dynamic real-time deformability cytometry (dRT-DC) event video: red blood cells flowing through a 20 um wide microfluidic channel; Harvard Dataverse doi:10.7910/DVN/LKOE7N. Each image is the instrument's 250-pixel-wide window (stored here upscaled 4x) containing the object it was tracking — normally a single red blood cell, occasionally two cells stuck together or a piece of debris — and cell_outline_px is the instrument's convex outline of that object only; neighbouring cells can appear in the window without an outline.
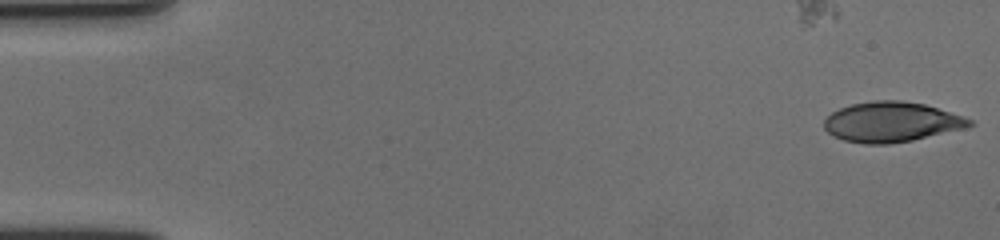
{"species": "human", "species_latin": "Homo sapiens", "temperature_condition": "cold", "stored_images_in_passage": 58, "camera_frame_rate_fps": 3000, "um_per_image_px": 0.085, "donor": {"sex": "female"}, "frame": {"image": 1, "passage_image": 1, "time_ms": 0.0, "image_size_px": [1000, 240], "cell_outline_px": [[972, 124], [964, 128], [912, 140], [888, 144], [864, 144], [844, 140], [832, 136], [824, 128], [824, 120], [832, 112], [840, 108], [852, 104], [872, 100], [900, 100], [924, 104], [972, 120]], "centroid_in_image_um": [75.7, 10.37], "position_along_channel_um": 9.3, "area_um2": 33.58}}
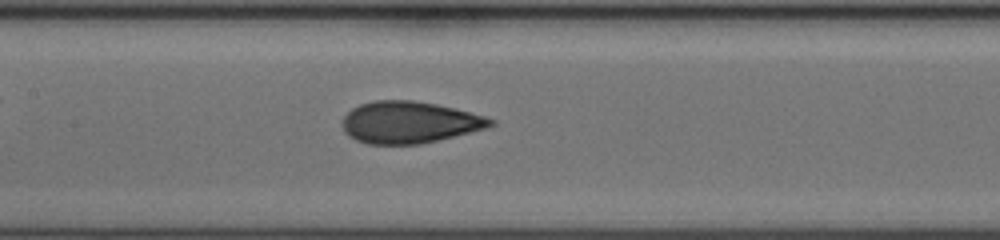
{"frame": {"image": 2, "passage_image": 28, "time_ms": 9.0, "image_size_px": [1000, 240], "cell_outline_px": [[496, 124], [484, 128], [420, 144], [368, 144], [356, 140], [348, 136], [344, 132], [340, 124], [344, 116], [352, 108], [360, 104], [372, 100], [412, 100], [436, 104], [456, 108], [484, 116], [496, 120]], "centroid_in_image_um": [34.74, 10.39], "position_along_channel_um": 172.7, "area_um2": 36.07}}
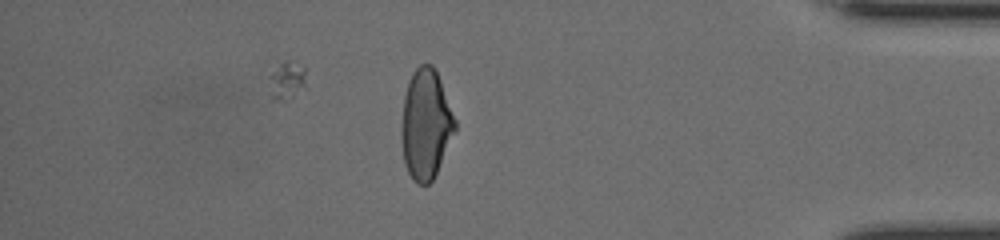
{"frame": {"image": 3, "passage_image": 50, "time_ms": 16.333, "image_size_px": [1000, 240], "cell_outline_px": [[456, 132], [432, 180], [428, 184], [416, 184], [412, 180], [404, 164], [400, 136], [400, 132], [404, 96], [408, 80], [412, 72], [420, 64], [432, 64], [436, 68], [456, 120]], "centroid_in_image_um": [36.18, 10.55], "position_along_channel_um": 399.0, "area_um2": 34.8}, "authors_computed_cell_mechanics": {"area_um2": 35.2002, "velocity_mm_per_s": 3.5812, "shape_relaxation_time_tau1_ms": 5.7534, "shape_relaxation_time_tau2_ms": 1.3641, "deformation_change_tau1": 0.1834, "deformation_change_tau2": 0.073}}